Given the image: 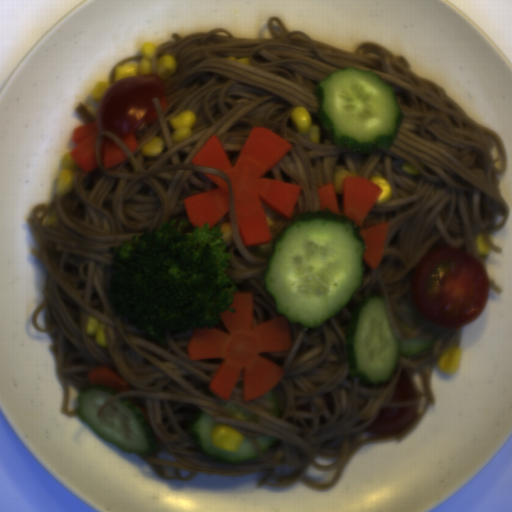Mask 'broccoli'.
<instances>
[{
	"instance_id": "broccoli-1",
	"label": "broccoli",
	"mask_w": 512,
	"mask_h": 512,
	"mask_svg": "<svg viewBox=\"0 0 512 512\" xmlns=\"http://www.w3.org/2000/svg\"><path fill=\"white\" fill-rule=\"evenodd\" d=\"M109 252L112 312L161 346L165 332L208 328L224 323L225 310L236 312L220 226L168 220Z\"/></svg>"
}]
</instances>
